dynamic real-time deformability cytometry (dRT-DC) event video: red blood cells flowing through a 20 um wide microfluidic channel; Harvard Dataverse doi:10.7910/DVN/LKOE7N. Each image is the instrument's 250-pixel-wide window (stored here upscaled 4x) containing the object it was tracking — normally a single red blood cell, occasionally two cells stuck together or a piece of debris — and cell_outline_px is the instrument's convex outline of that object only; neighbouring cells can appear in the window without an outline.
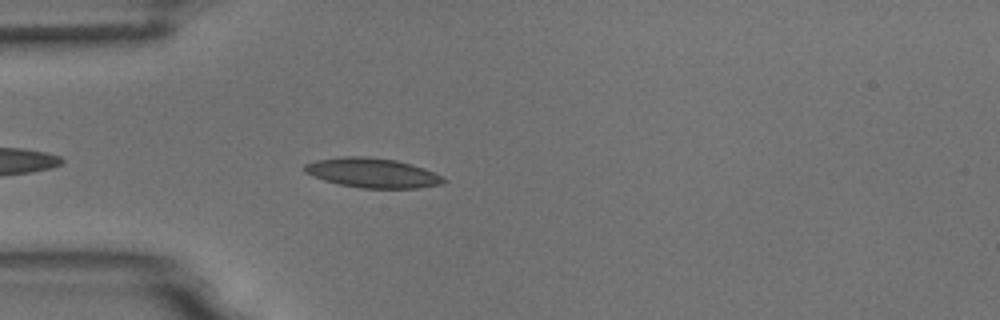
{"species": "common noctule bat (a hibernating species)", "species_latin": "Nyctalus noctula", "temperature_condition": "room temperature", "stored_images_in_passage": 19, "camera_frame_rate_fps": 3000, "um_per_image_px": 0.085, "animal": {"sex": "male", "body_mass_g": 18.8}, "frame": {"image": 1, "passage_image": 4, "time_ms": 1.0, "image_size_px": [1000, 320], "cell_outline_px": [[448, 180], [444, 184], [416, 188], [360, 188], [340, 184], [324, 180], [304, 172], [304, 164], [316, 160], [344, 156], [368, 156], [396, 160], [412, 164], [424, 168]], "centroid_in_image_um": [31.66, 14.69], "position_along_channel_um": 53.3, "area_um2": 23.99}}
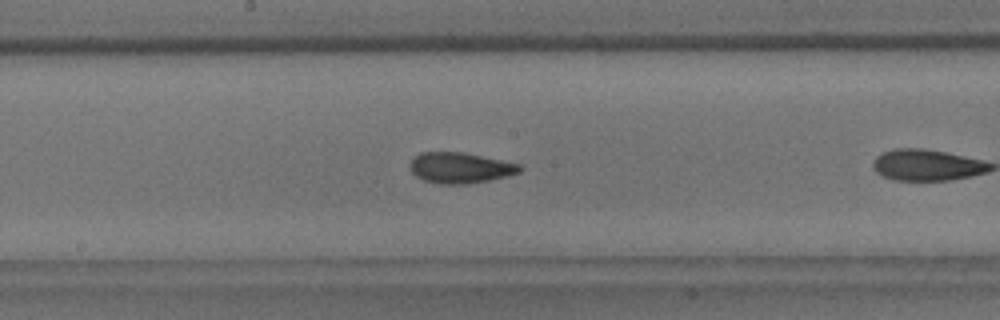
{"frame": {"image": 2, "passage_image": 14, "time_ms": 4.333, "image_size_px": [1000, 320], "cell_outline_px": [[524, 168], [520, 172], [508, 176], [488, 180], [464, 184], [440, 184], [424, 180], [416, 176], [412, 172], [408, 164], [420, 152], [464, 152], [520, 164]], "centroid_in_image_um": [39.12, 14.26], "position_along_channel_um": 209.1, "area_um2": 19.65}}